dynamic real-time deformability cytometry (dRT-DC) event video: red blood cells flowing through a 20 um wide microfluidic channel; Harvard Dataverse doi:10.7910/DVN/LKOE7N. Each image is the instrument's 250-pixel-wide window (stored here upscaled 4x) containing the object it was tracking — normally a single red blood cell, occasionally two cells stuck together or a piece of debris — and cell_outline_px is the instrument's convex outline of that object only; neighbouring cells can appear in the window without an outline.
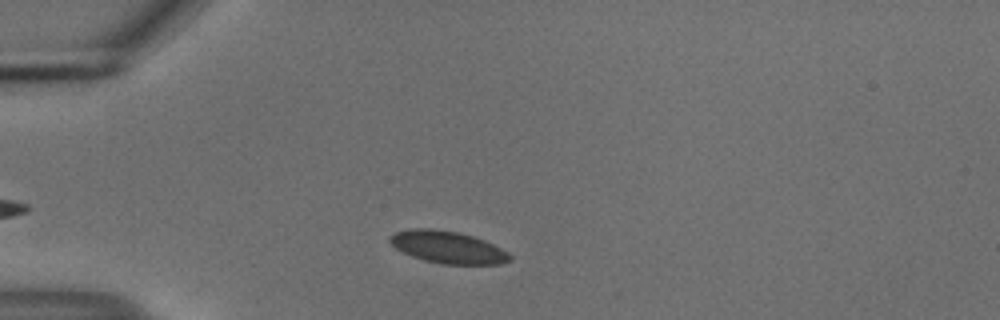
{"species": "common noctule bat (a hibernating species)", "species_latin": "Nyctalus noctula", "temperature_condition": "cold", "stored_images_in_passage": 41, "camera_frame_rate_fps": 3000, "um_per_image_px": 0.085, "animal": {"sex": "male", "body_mass_g": 18.8}, "frame": {"image": 1, "passage_image": 5, "time_ms": 1.333, "image_size_px": [1000, 320], "cell_outline_px": [[512, 260], [500, 264], [440, 264], [424, 260], [412, 256], [396, 248], [388, 240], [388, 236], [396, 232], [416, 228], [432, 228], [456, 232], [472, 236], [484, 240], [508, 252], [512, 256]], "centroid_in_image_um": [38.06, 21.02], "position_along_channel_um": 46.9, "area_um2": 22.37}}
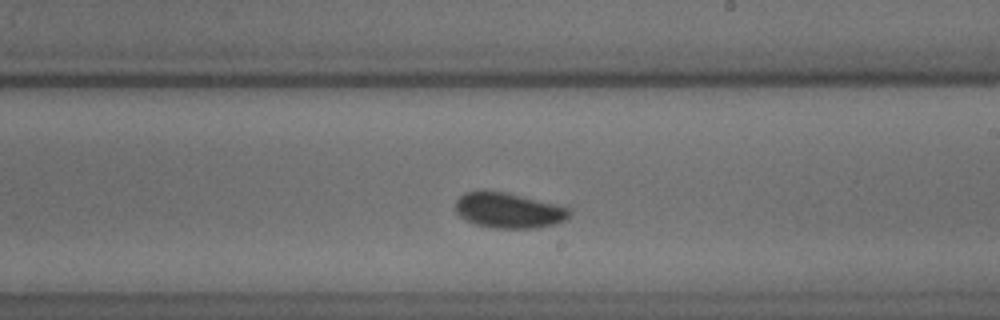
{"frame": {"image": 2, "passage_image": 23, "time_ms": 7.333, "image_size_px": [1000, 320], "cell_outline_px": [[572, 212], [564, 220], [556, 224], [532, 228], [496, 228], [476, 224], [460, 216], [456, 212], [456, 200], [464, 192], [484, 188], [504, 192], [556, 204], [572, 208]], "centroid_in_image_um": [43.22, 17.85], "position_along_channel_um": 245.8, "area_um2": 23.64}}
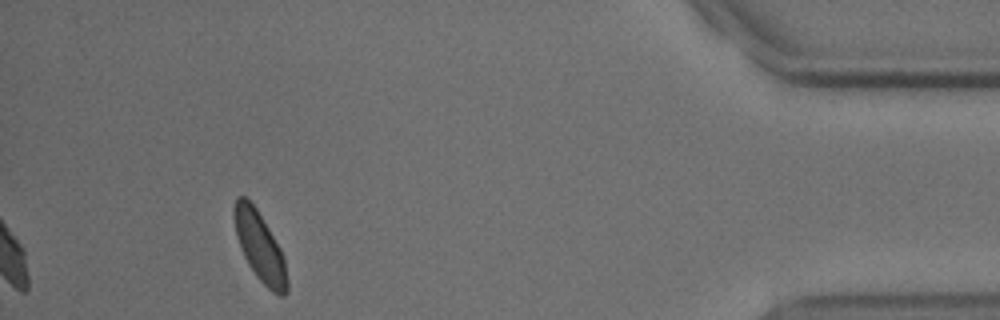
{"frame": {"image": 3, "passage_image": 41, "time_ms": 13.333, "image_size_px": [1000, 320], "cell_outline_px": [[288, 292], [284, 296], [280, 296], [272, 292], [256, 276], [248, 264], [244, 256], [236, 232], [232, 212], [232, 208], [236, 196], [244, 196], [256, 208], [280, 248], [284, 256], [288, 280]], "centroid_in_image_um": [22.09, 20.98], "position_along_channel_um": 413.1, "area_um2": 21.27}, "authors_computed_cell_mechanics": {"area_um2": 22.3686, "velocity_mm_per_s": 3.6911, "shape_relaxation_time_tau1_ms": 3.1314, "shape_relaxation_time_tau2_ms": null, "deformation_change_tau1": 0.0491, "deformation_change_tau2": null}}